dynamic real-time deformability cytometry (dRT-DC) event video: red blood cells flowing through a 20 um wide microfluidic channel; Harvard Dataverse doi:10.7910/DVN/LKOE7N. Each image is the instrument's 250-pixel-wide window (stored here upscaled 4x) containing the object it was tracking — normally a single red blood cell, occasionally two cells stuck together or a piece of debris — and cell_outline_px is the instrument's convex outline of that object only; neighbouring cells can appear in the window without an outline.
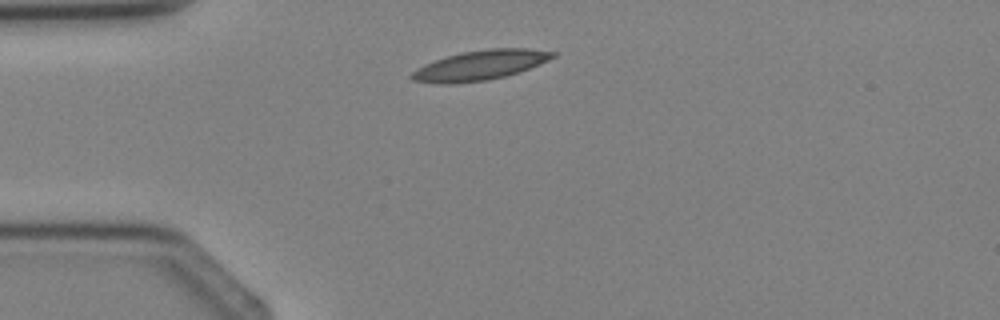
{"species": "Egyptian fruit bat (a non-hibernating species)", "species_latin": "Rousettus aegyptiacus", "temperature_condition": "cold", "stored_images_in_passage": 2, "camera_frame_rate_fps": 3000, "um_per_image_px": 0.085, "animal": {"sex": "female"}, "frame": {"image": 1, "passage_image": 1, "time_ms": 0.0, "image_size_px": [1000, 320], "cell_outline_px": [[556, 56], [548, 60], [528, 68], [504, 76], [488, 80], [448, 84], [444, 84], [412, 80], [408, 76], [416, 68], [424, 64], [460, 52], [488, 48], [528, 48], [556, 52]], "centroid_in_image_um": [40.78, 5.53], "position_along_channel_um": 44.2, "area_um2": 24.28}}
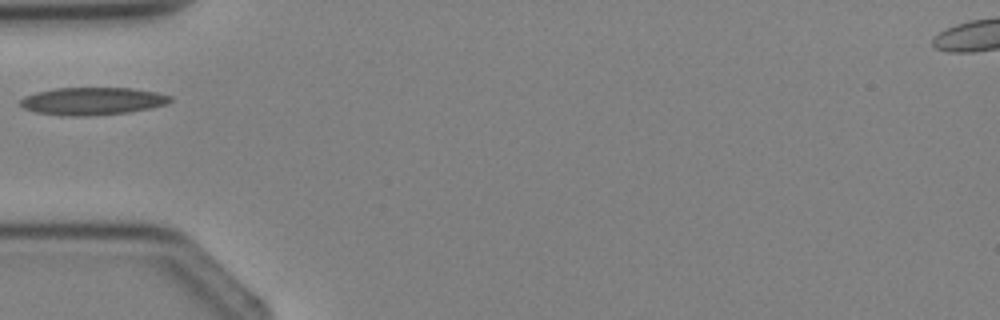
{"frame": {"image": 2, "passage_image": 2, "time_ms": 1.0, "image_size_px": [1000, 320], "cell_outline_px": [[172, 100], [168, 104], [152, 108], [128, 112], [92, 116], [72, 116], [36, 112], [24, 108], [20, 104], [20, 100], [24, 96], [36, 92], [52, 88], [132, 88], [156, 92], [172, 96]], "centroid_in_image_um": [7.89, 8.59], "position_along_channel_um": 77.1, "area_um2": 24.22}}